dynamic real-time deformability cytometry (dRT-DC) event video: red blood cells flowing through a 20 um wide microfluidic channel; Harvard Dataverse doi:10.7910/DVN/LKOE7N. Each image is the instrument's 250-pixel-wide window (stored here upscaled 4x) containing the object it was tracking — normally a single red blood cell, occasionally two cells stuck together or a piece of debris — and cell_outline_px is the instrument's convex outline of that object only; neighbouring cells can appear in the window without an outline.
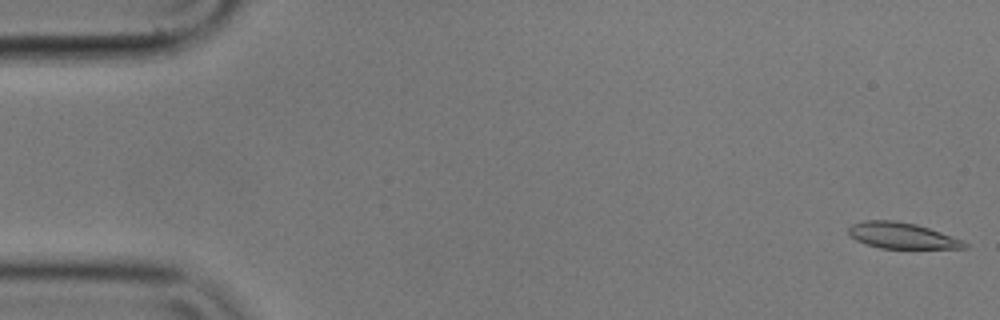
{"species": "common noctule bat (a hibernating species)", "species_latin": "Nyctalus noctula", "temperature_condition": "cold", "stored_images_in_passage": 13, "camera_frame_rate_fps": 3000, "um_per_image_px": 0.085, "animal": {"sex": "male", "body_mass_g": 17.9}, "frame": {"image": 1, "passage_image": 1, "time_ms": 0.0, "image_size_px": [1000, 320], "cell_outline_px": [[968, 248], [880, 248], [856, 240], [848, 232], [848, 228], [852, 224], [864, 220], [896, 220], [916, 224], [964, 240], [968, 244]], "centroid_in_image_um": [76.67, 20.02], "position_along_channel_um": 8.3, "area_um2": 17.46}}